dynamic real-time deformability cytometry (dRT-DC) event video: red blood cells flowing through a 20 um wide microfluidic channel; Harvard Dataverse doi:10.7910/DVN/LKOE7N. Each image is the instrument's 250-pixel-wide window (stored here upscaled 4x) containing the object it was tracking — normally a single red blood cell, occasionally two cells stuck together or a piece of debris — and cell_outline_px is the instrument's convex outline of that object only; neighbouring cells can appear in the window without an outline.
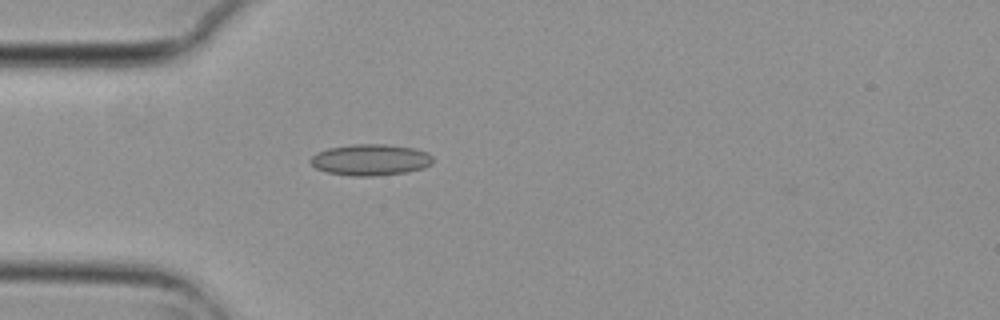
{"species": "common noctule bat (a hibernating species)", "species_latin": "Nyctalus noctula", "temperature_condition": "cold", "stored_images_in_passage": 3, "camera_frame_rate_fps": 3000, "um_per_image_px": 0.085, "animal": {"sex": "female", "body_mass_g": 29.2, "forearm_length_mm": 56.3}, "frame": {"image": 1, "passage_image": 3, "time_ms": 0.667, "image_size_px": [1000, 320], "cell_outline_px": [[432, 164], [424, 168], [408, 172], [372, 176], [352, 176], [328, 172], [316, 168], [308, 160], [316, 152], [328, 148], [352, 144], [388, 144], [416, 148], [428, 152], [432, 156]], "centroid_in_image_um": [31.51, 13.57], "position_along_channel_um": 53.5, "area_um2": 22.54}}